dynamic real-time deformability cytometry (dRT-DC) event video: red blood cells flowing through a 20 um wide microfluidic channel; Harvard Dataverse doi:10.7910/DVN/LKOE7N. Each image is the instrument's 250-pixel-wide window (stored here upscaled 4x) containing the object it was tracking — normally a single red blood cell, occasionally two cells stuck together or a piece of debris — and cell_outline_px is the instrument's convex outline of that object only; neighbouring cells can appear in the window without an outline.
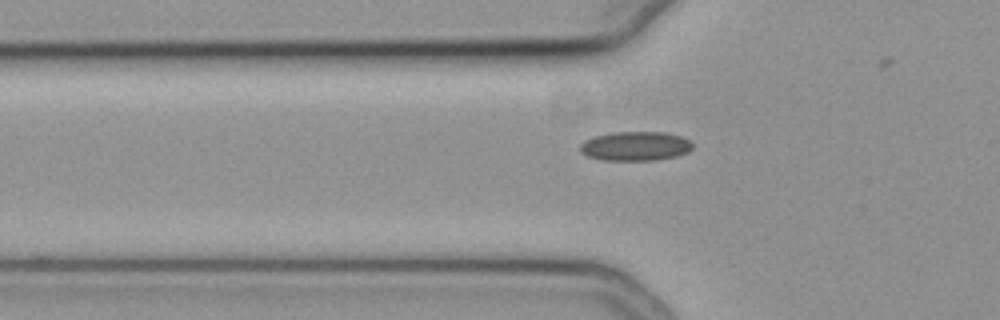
{"species": "common noctule bat (a hibernating species)", "species_latin": "Nyctalus noctula", "temperature_condition": "cold", "stored_images_in_passage": 31, "camera_frame_rate_fps": 3000, "um_per_image_px": 0.085, "animal": {"sex": "female", "body_mass_g": 19.3, "forearm_length_mm": 54.1}, "frame": {"image": 1, "passage_image": 2, "time_ms": 0.333, "image_size_px": [1000, 320], "cell_outline_px": [[692, 148], [688, 152], [676, 156], [656, 160], [604, 160], [588, 156], [580, 152], [580, 144], [584, 140], [596, 136], [616, 132], [664, 132], [680, 136], [688, 140], [692, 144]], "centroid_in_image_um": [54.0, 12.42], "position_along_channel_um": 71.8, "area_um2": 19.02}}
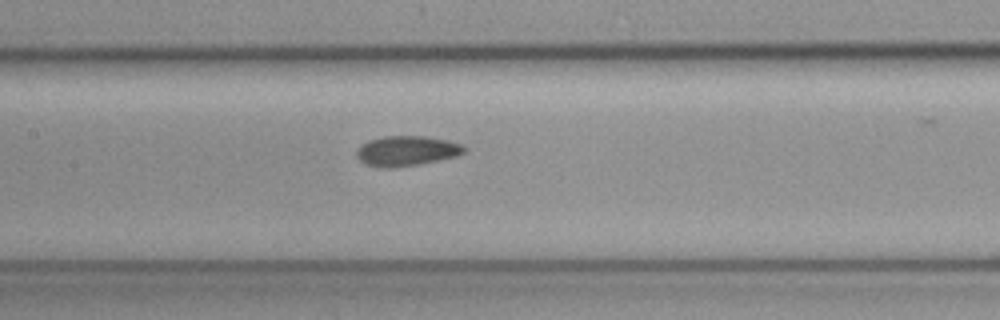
{"frame": {"image": 2, "passage_image": 10, "time_ms": 3.0, "image_size_px": [1000, 320], "cell_outline_px": [[468, 148], [464, 152], [456, 156], [416, 164], [388, 168], [384, 168], [368, 164], [360, 160], [356, 156], [356, 152], [368, 140], [384, 136], [424, 136], [448, 140], [464, 144]], "centroid_in_image_um": [34.61, 12.8], "position_along_channel_um": 172.8, "area_um2": 18.55}}
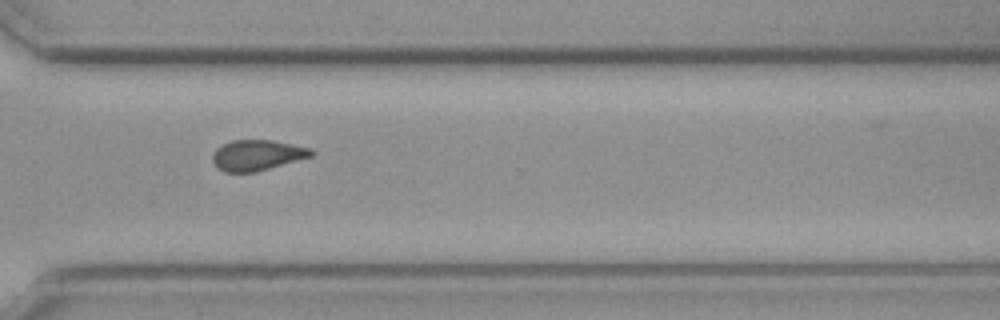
{"frame": {"image": 3, "passage_image": 24, "time_ms": 7.667, "image_size_px": [1000, 320], "cell_outline_px": [[316, 152], [312, 156], [256, 172], [224, 172], [216, 168], [212, 160], [212, 152], [216, 148], [232, 140], [272, 140], [312, 148]], "centroid_in_image_um": [21.84, 13.19], "position_along_channel_um": 348.8, "area_um2": 17.74}}